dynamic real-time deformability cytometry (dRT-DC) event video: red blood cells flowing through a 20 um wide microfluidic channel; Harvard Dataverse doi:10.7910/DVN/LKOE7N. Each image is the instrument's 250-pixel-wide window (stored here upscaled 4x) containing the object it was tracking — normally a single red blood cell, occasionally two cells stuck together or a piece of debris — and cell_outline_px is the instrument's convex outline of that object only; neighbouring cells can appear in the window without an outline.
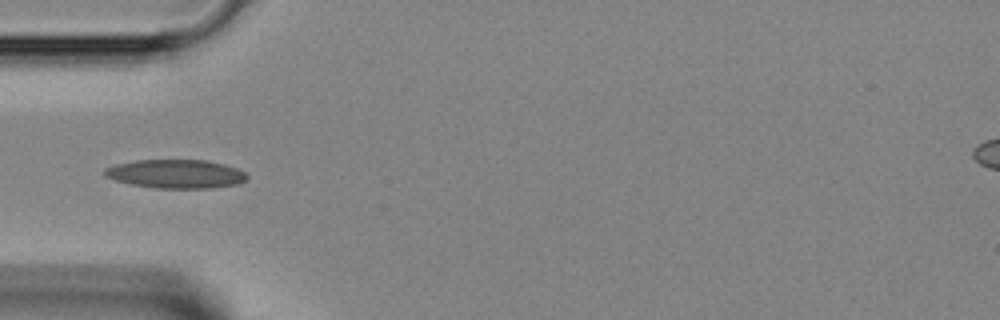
{"species": "Egyptian fruit bat (a non-hibernating species)", "species_latin": "Rousettus aegyptiacus", "temperature_condition": "room temperature", "stored_images_in_passage": 31, "camera_frame_rate_fps": 3000, "um_per_image_px": 0.085, "animal": {"sex": "female"}, "frame": {"image": 1, "passage_image": 1, "time_ms": 0.0, "image_size_px": [1000, 320], "cell_outline_px": [[248, 176], [244, 180], [236, 184], [212, 188], [156, 188], [132, 184], [116, 180], [104, 176], [104, 168], [116, 164], [136, 160], [204, 160], [224, 164], [236, 168], [244, 172]], "centroid_in_image_um": [14.93, 14.78], "position_along_channel_um": 70.1, "area_um2": 23.64}}
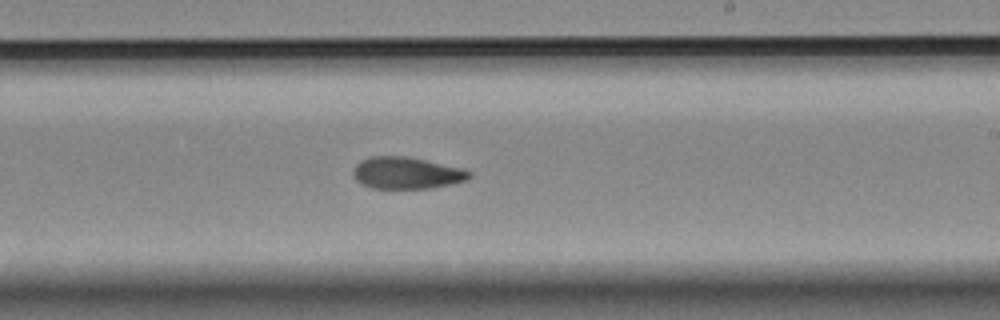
{"frame": {"image": 2, "passage_image": 13, "time_ms": 4.0, "image_size_px": [1000, 320], "cell_outline_px": [[472, 176], [468, 180], [432, 188], [372, 188], [360, 184], [356, 180], [352, 172], [356, 164], [360, 160], [372, 156], [404, 156], [424, 160], [460, 168], [472, 172]], "centroid_in_image_um": [34.53, 14.71], "position_along_channel_um": 254.5, "area_um2": 21.44}}
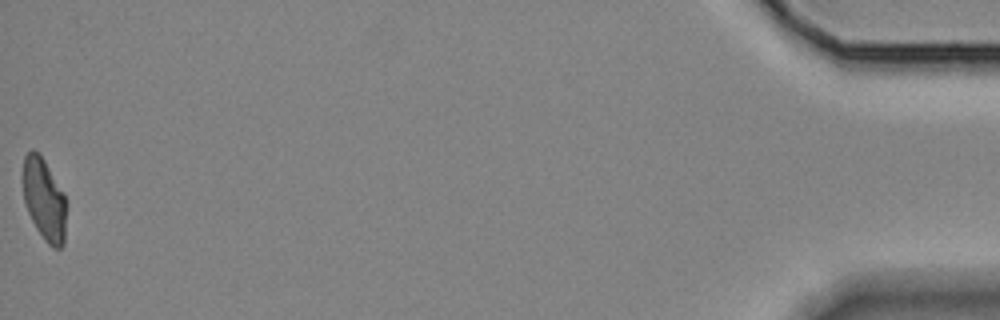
{"frame": {"image": 3, "passage_image": 31, "time_ms": 10.0, "image_size_px": [1000, 320], "cell_outline_px": [[68, 204], [64, 244], [60, 248], [52, 248], [44, 240], [36, 228], [28, 212], [24, 200], [24, 156], [32, 148], [44, 160], [64, 192]], "centroid_in_image_um": [3.81, 17.01], "position_along_channel_um": 431.4, "area_um2": 20.92}}